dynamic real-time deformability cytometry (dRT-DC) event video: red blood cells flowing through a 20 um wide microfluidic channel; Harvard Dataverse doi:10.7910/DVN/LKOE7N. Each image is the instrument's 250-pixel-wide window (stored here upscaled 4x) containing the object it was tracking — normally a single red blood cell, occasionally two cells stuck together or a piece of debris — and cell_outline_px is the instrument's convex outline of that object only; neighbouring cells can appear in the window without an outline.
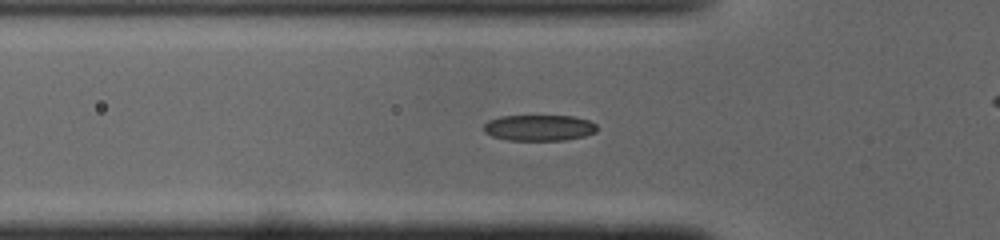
{"species": "common noctule bat (a hibernating species)", "species_latin": "Nyctalus noctula", "temperature_condition": "cold", "stored_images_in_passage": 29, "camera_frame_rate_fps": 3000, "um_per_image_px": 0.085, "animal": {"sex": "male", "body_mass_g": 19.0, "forearm_length_mm": 50.8}, "frame": {"image": 1, "passage_image": 5, "time_ms": 1.333, "image_size_px": [1000, 240], "cell_outline_px": [[596, 132], [584, 136], [564, 140], [508, 140], [492, 136], [484, 132], [484, 124], [488, 120], [500, 116], [572, 116], [588, 120], [596, 124]], "centroid_in_image_um": [45.8, 10.86], "position_along_channel_um": 80.0, "area_um2": 17.11}}
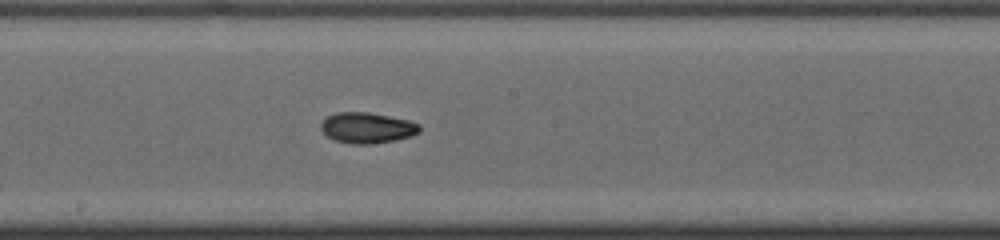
{"frame": {"image": 2, "passage_image": 15, "time_ms": 4.667, "image_size_px": [1000, 240], "cell_outline_px": [[420, 132], [412, 136], [396, 140], [372, 144], [352, 144], [336, 140], [328, 136], [320, 128], [320, 124], [328, 116], [336, 112], [368, 112], [408, 120], [420, 124]], "centroid_in_image_um": [31.23, 10.87], "position_along_channel_um": 217.0, "area_um2": 17.63}}
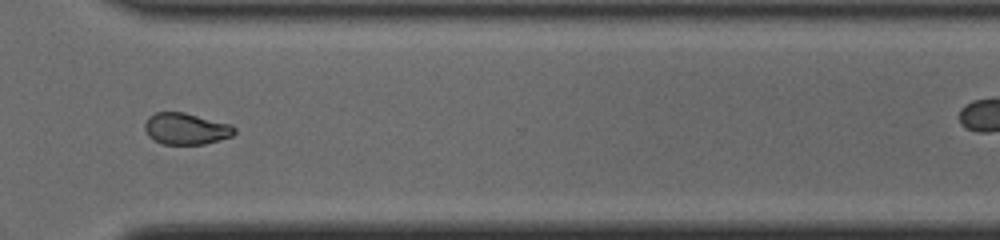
{"frame": {"image": 3, "passage_image": 25, "time_ms": 8.0, "image_size_px": [1000, 240], "cell_outline_px": [[236, 132], [232, 136], [204, 144], [164, 144], [152, 140], [148, 136], [144, 128], [144, 124], [148, 116], [156, 112], [184, 112], [232, 124], [236, 128]], "centroid_in_image_um": [15.8, 10.94], "position_along_channel_um": 354.8, "area_um2": 16.65}}